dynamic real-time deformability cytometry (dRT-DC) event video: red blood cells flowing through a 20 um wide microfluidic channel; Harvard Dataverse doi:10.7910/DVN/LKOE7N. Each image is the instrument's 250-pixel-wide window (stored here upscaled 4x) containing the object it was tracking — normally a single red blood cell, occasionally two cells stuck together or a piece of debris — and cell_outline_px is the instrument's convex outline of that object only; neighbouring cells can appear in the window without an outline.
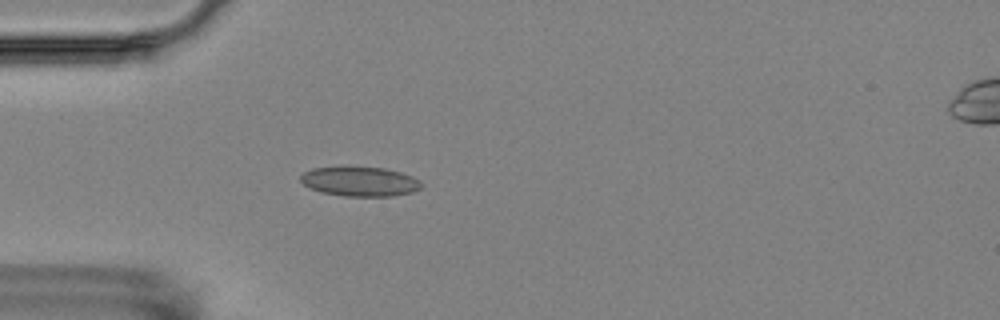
{"species": "Egyptian fruit bat (a non-hibernating species)", "species_latin": "Rousettus aegyptiacus", "temperature_condition": "room temperature", "stored_images_in_passage": 5, "camera_frame_rate_fps": 3000, "um_per_image_px": 0.085, "animal": {"sex": "female"}, "frame": {"image": 1, "passage_image": 4, "time_ms": 3.333, "image_size_px": [1000, 320], "cell_outline_px": [[424, 184], [420, 188], [412, 192], [392, 196], [344, 196], [320, 192], [304, 184], [300, 180], [300, 176], [304, 172], [312, 168], [384, 168], [400, 172], [412, 176], [420, 180]], "centroid_in_image_um": [30.63, 15.44], "position_along_channel_um": 54.4, "area_um2": 20.46}}